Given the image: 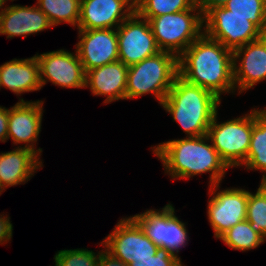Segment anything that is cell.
<instances>
[{"instance_id": "5bb4252c", "label": "cell", "mask_w": 266, "mask_h": 266, "mask_svg": "<svg viewBox=\"0 0 266 266\" xmlns=\"http://www.w3.org/2000/svg\"><path fill=\"white\" fill-rule=\"evenodd\" d=\"M78 38L75 49L85 73L119 60L116 29L78 30Z\"/></svg>"}, {"instance_id": "ac0fdd59", "label": "cell", "mask_w": 266, "mask_h": 266, "mask_svg": "<svg viewBox=\"0 0 266 266\" xmlns=\"http://www.w3.org/2000/svg\"><path fill=\"white\" fill-rule=\"evenodd\" d=\"M128 66L117 60L86 72L85 88L94 96H105L103 104L125 100Z\"/></svg>"}, {"instance_id": "44dd1931", "label": "cell", "mask_w": 266, "mask_h": 266, "mask_svg": "<svg viewBox=\"0 0 266 266\" xmlns=\"http://www.w3.org/2000/svg\"><path fill=\"white\" fill-rule=\"evenodd\" d=\"M243 167L246 170L263 172L261 182L266 183V107L263 110L254 108V126Z\"/></svg>"}, {"instance_id": "1f68e13d", "label": "cell", "mask_w": 266, "mask_h": 266, "mask_svg": "<svg viewBox=\"0 0 266 266\" xmlns=\"http://www.w3.org/2000/svg\"><path fill=\"white\" fill-rule=\"evenodd\" d=\"M228 0H196V5L200 8L203 16L215 7H222L227 3Z\"/></svg>"}, {"instance_id": "7c38bea8", "label": "cell", "mask_w": 266, "mask_h": 266, "mask_svg": "<svg viewBox=\"0 0 266 266\" xmlns=\"http://www.w3.org/2000/svg\"><path fill=\"white\" fill-rule=\"evenodd\" d=\"M59 49L35 54L39 64L40 82L43 87L47 82L61 88H85L86 73L76 50Z\"/></svg>"}, {"instance_id": "e0dca14e", "label": "cell", "mask_w": 266, "mask_h": 266, "mask_svg": "<svg viewBox=\"0 0 266 266\" xmlns=\"http://www.w3.org/2000/svg\"><path fill=\"white\" fill-rule=\"evenodd\" d=\"M54 27L37 6L10 5L0 10V35L7 39L36 34Z\"/></svg>"}, {"instance_id": "d4e9b609", "label": "cell", "mask_w": 266, "mask_h": 266, "mask_svg": "<svg viewBox=\"0 0 266 266\" xmlns=\"http://www.w3.org/2000/svg\"><path fill=\"white\" fill-rule=\"evenodd\" d=\"M256 193L248 191L247 217L251 228L266 241V183L260 182Z\"/></svg>"}, {"instance_id": "8fae6325", "label": "cell", "mask_w": 266, "mask_h": 266, "mask_svg": "<svg viewBox=\"0 0 266 266\" xmlns=\"http://www.w3.org/2000/svg\"><path fill=\"white\" fill-rule=\"evenodd\" d=\"M116 30L119 61L128 67L161 52L149 21L141 17L136 11Z\"/></svg>"}, {"instance_id": "4fadbf2b", "label": "cell", "mask_w": 266, "mask_h": 266, "mask_svg": "<svg viewBox=\"0 0 266 266\" xmlns=\"http://www.w3.org/2000/svg\"><path fill=\"white\" fill-rule=\"evenodd\" d=\"M44 101H25L19 98V101L9 109L8 119V139H12L13 144H21L29 150H32L39 157L42 148L35 149L39 134L41 132L43 118ZM25 143V144H24Z\"/></svg>"}, {"instance_id": "83f0119b", "label": "cell", "mask_w": 266, "mask_h": 266, "mask_svg": "<svg viewBox=\"0 0 266 266\" xmlns=\"http://www.w3.org/2000/svg\"><path fill=\"white\" fill-rule=\"evenodd\" d=\"M128 266H185L180 257L173 255L169 250L160 248L152 258H136Z\"/></svg>"}, {"instance_id": "cb8c5ba5", "label": "cell", "mask_w": 266, "mask_h": 266, "mask_svg": "<svg viewBox=\"0 0 266 266\" xmlns=\"http://www.w3.org/2000/svg\"><path fill=\"white\" fill-rule=\"evenodd\" d=\"M219 239L231 249L242 252L253 250L265 242L246 219L230 228Z\"/></svg>"}, {"instance_id": "f546056e", "label": "cell", "mask_w": 266, "mask_h": 266, "mask_svg": "<svg viewBox=\"0 0 266 266\" xmlns=\"http://www.w3.org/2000/svg\"><path fill=\"white\" fill-rule=\"evenodd\" d=\"M9 108L0 106V141L7 142Z\"/></svg>"}, {"instance_id": "d6986e66", "label": "cell", "mask_w": 266, "mask_h": 266, "mask_svg": "<svg viewBox=\"0 0 266 266\" xmlns=\"http://www.w3.org/2000/svg\"><path fill=\"white\" fill-rule=\"evenodd\" d=\"M43 162L32 150L16 147L12 151L0 153V187L21 185L30 181Z\"/></svg>"}, {"instance_id": "6da1fadb", "label": "cell", "mask_w": 266, "mask_h": 266, "mask_svg": "<svg viewBox=\"0 0 266 266\" xmlns=\"http://www.w3.org/2000/svg\"><path fill=\"white\" fill-rule=\"evenodd\" d=\"M233 63V52L203 33L178 57V75L221 99L235 94Z\"/></svg>"}, {"instance_id": "9c48e42d", "label": "cell", "mask_w": 266, "mask_h": 266, "mask_svg": "<svg viewBox=\"0 0 266 266\" xmlns=\"http://www.w3.org/2000/svg\"><path fill=\"white\" fill-rule=\"evenodd\" d=\"M220 185L208 186L212 197L208 200L207 216L216 239L247 217L248 190L240 187L218 190Z\"/></svg>"}, {"instance_id": "277c9868", "label": "cell", "mask_w": 266, "mask_h": 266, "mask_svg": "<svg viewBox=\"0 0 266 266\" xmlns=\"http://www.w3.org/2000/svg\"><path fill=\"white\" fill-rule=\"evenodd\" d=\"M178 76V57L173 53L161 51L128 67L125 100L136 99L152 93L162 101Z\"/></svg>"}, {"instance_id": "2e32d148", "label": "cell", "mask_w": 266, "mask_h": 266, "mask_svg": "<svg viewBox=\"0 0 266 266\" xmlns=\"http://www.w3.org/2000/svg\"><path fill=\"white\" fill-rule=\"evenodd\" d=\"M233 62L234 84L238 95L266 80V34L236 49Z\"/></svg>"}, {"instance_id": "f1b7e54d", "label": "cell", "mask_w": 266, "mask_h": 266, "mask_svg": "<svg viewBox=\"0 0 266 266\" xmlns=\"http://www.w3.org/2000/svg\"><path fill=\"white\" fill-rule=\"evenodd\" d=\"M10 217L7 214L0 213V244L4 245L9 243L13 236V225L10 221Z\"/></svg>"}, {"instance_id": "836d02e7", "label": "cell", "mask_w": 266, "mask_h": 266, "mask_svg": "<svg viewBox=\"0 0 266 266\" xmlns=\"http://www.w3.org/2000/svg\"><path fill=\"white\" fill-rule=\"evenodd\" d=\"M2 192H4L2 189H1V187H0V195L2 194Z\"/></svg>"}, {"instance_id": "484cf974", "label": "cell", "mask_w": 266, "mask_h": 266, "mask_svg": "<svg viewBox=\"0 0 266 266\" xmlns=\"http://www.w3.org/2000/svg\"><path fill=\"white\" fill-rule=\"evenodd\" d=\"M224 7L234 15L248 17L266 34V0H228Z\"/></svg>"}, {"instance_id": "7a4b0ae2", "label": "cell", "mask_w": 266, "mask_h": 266, "mask_svg": "<svg viewBox=\"0 0 266 266\" xmlns=\"http://www.w3.org/2000/svg\"><path fill=\"white\" fill-rule=\"evenodd\" d=\"M210 143V144H209ZM171 179H189L209 174V186L220 184L229 167L206 135L172 139L152 147Z\"/></svg>"}, {"instance_id": "d6a6232c", "label": "cell", "mask_w": 266, "mask_h": 266, "mask_svg": "<svg viewBox=\"0 0 266 266\" xmlns=\"http://www.w3.org/2000/svg\"><path fill=\"white\" fill-rule=\"evenodd\" d=\"M6 1H8V0H0V10L4 8L3 6L6 3ZM10 1L13 2L14 0H10Z\"/></svg>"}, {"instance_id": "603a6c76", "label": "cell", "mask_w": 266, "mask_h": 266, "mask_svg": "<svg viewBox=\"0 0 266 266\" xmlns=\"http://www.w3.org/2000/svg\"><path fill=\"white\" fill-rule=\"evenodd\" d=\"M185 10H200L196 0H135V11L149 20Z\"/></svg>"}, {"instance_id": "30bf717a", "label": "cell", "mask_w": 266, "mask_h": 266, "mask_svg": "<svg viewBox=\"0 0 266 266\" xmlns=\"http://www.w3.org/2000/svg\"><path fill=\"white\" fill-rule=\"evenodd\" d=\"M100 243L113 257L127 265L136 258H152L158 249L131 216L118 220L111 233Z\"/></svg>"}, {"instance_id": "3957f363", "label": "cell", "mask_w": 266, "mask_h": 266, "mask_svg": "<svg viewBox=\"0 0 266 266\" xmlns=\"http://www.w3.org/2000/svg\"><path fill=\"white\" fill-rule=\"evenodd\" d=\"M220 104L221 99L215 94L178 75L161 106L181 126L186 137H195L207 134Z\"/></svg>"}, {"instance_id": "8992f818", "label": "cell", "mask_w": 266, "mask_h": 266, "mask_svg": "<svg viewBox=\"0 0 266 266\" xmlns=\"http://www.w3.org/2000/svg\"><path fill=\"white\" fill-rule=\"evenodd\" d=\"M215 114L207 136L229 168L242 167L247 158L254 126V108L243 116L218 122Z\"/></svg>"}, {"instance_id": "5b68a950", "label": "cell", "mask_w": 266, "mask_h": 266, "mask_svg": "<svg viewBox=\"0 0 266 266\" xmlns=\"http://www.w3.org/2000/svg\"><path fill=\"white\" fill-rule=\"evenodd\" d=\"M148 21L159 49L177 57L204 33L201 10L165 14Z\"/></svg>"}, {"instance_id": "4316f807", "label": "cell", "mask_w": 266, "mask_h": 266, "mask_svg": "<svg viewBox=\"0 0 266 266\" xmlns=\"http://www.w3.org/2000/svg\"><path fill=\"white\" fill-rule=\"evenodd\" d=\"M100 252L77 248L59 250L54 256L55 266H97Z\"/></svg>"}, {"instance_id": "ffe728a7", "label": "cell", "mask_w": 266, "mask_h": 266, "mask_svg": "<svg viewBox=\"0 0 266 266\" xmlns=\"http://www.w3.org/2000/svg\"><path fill=\"white\" fill-rule=\"evenodd\" d=\"M9 89L17 96L42 89L37 57L12 59L0 65V88Z\"/></svg>"}, {"instance_id": "7402d4cb", "label": "cell", "mask_w": 266, "mask_h": 266, "mask_svg": "<svg viewBox=\"0 0 266 266\" xmlns=\"http://www.w3.org/2000/svg\"><path fill=\"white\" fill-rule=\"evenodd\" d=\"M36 4L46 14L53 26L67 23L77 28L81 0H37Z\"/></svg>"}, {"instance_id": "ba28073f", "label": "cell", "mask_w": 266, "mask_h": 266, "mask_svg": "<svg viewBox=\"0 0 266 266\" xmlns=\"http://www.w3.org/2000/svg\"><path fill=\"white\" fill-rule=\"evenodd\" d=\"M203 21L204 34L219 41L232 52L265 35L248 17L234 15L224 6L210 9L203 16Z\"/></svg>"}, {"instance_id": "4dcf8cb0", "label": "cell", "mask_w": 266, "mask_h": 266, "mask_svg": "<svg viewBox=\"0 0 266 266\" xmlns=\"http://www.w3.org/2000/svg\"><path fill=\"white\" fill-rule=\"evenodd\" d=\"M97 266H128V265L122 262L121 260L113 257L105 249H102L100 252Z\"/></svg>"}, {"instance_id": "9a60e30c", "label": "cell", "mask_w": 266, "mask_h": 266, "mask_svg": "<svg viewBox=\"0 0 266 266\" xmlns=\"http://www.w3.org/2000/svg\"><path fill=\"white\" fill-rule=\"evenodd\" d=\"M134 11L135 0H81L77 29H117Z\"/></svg>"}, {"instance_id": "52a82bcc", "label": "cell", "mask_w": 266, "mask_h": 266, "mask_svg": "<svg viewBox=\"0 0 266 266\" xmlns=\"http://www.w3.org/2000/svg\"><path fill=\"white\" fill-rule=\"evenodd\" d=\"M175 214L173 204L168 203L162 210L147 209L145 212L131 217L155 245L165 248L179 257L180 248H184L188 244L189 233L186 224Z\"/></svg>"}]
</instances>
